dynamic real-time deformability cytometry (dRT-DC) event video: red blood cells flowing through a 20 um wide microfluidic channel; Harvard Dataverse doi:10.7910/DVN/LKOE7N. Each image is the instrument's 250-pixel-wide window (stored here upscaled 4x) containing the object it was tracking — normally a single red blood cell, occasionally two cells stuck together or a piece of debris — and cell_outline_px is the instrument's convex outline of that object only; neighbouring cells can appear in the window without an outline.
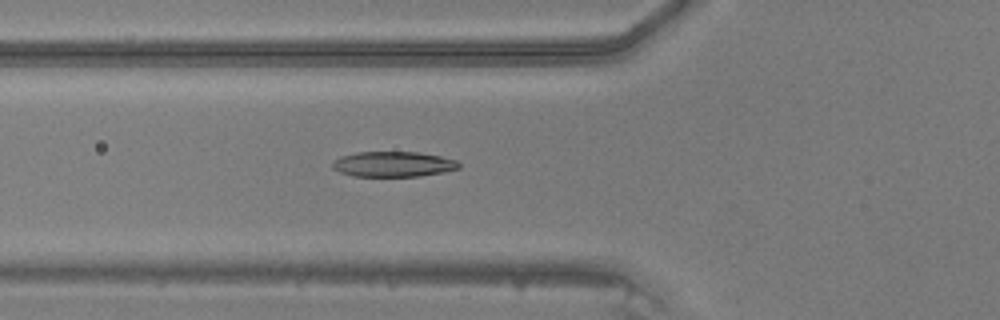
{"species": "common noctule bat (a hibernating species)", "species_latin": "Nyctalus noctula", "temperature_condition": "warm", "stored_images_in_passage": 26, "camera_frame_rate_fps": 3000, "um_per_image_px": 0.085, "animal": {"sex": "male", "body_mass_g": 20.5, "forearm_length_mm": 52.5}, "frame": {"image": 1, "passage_image": 3, "time_ms": 0.667, "image_size_px": [1000, 320], "cell_outline_px": [[460, 168], [444, 172], [420, 176], [352, 176], [340, 172], [332, 168], [332, 160], [340, 156], [356, 152], [416, 152], [440, 156], [456, 160], [460, 164]], "centroid_in_image_um": [33.4, 13.95], "position_along_channel_um": 92.4, "area_um2": 18.73}}
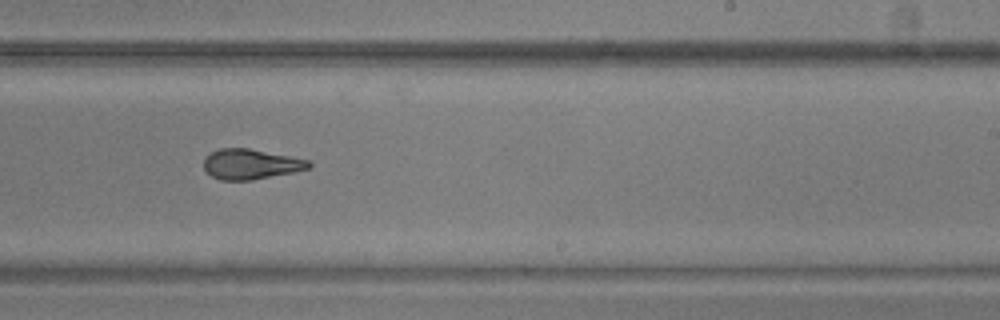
{"frame": {"image": 2, "passage_image": 15, "time_ms": 4.667, "image_size_px": [1000, 320], "cell_outline_px": [[312, 164], [308, 168], [292, 172], [252, 180], [220, 180], [212, 176], [204, 168], [204, 160], [212, 152], [220, 148], [248, 148], [308, 160]], "centroid_in_image_um": [21.29, 13.95], "position_along_channel_um": 267.7, "area_um2": 18.09}}
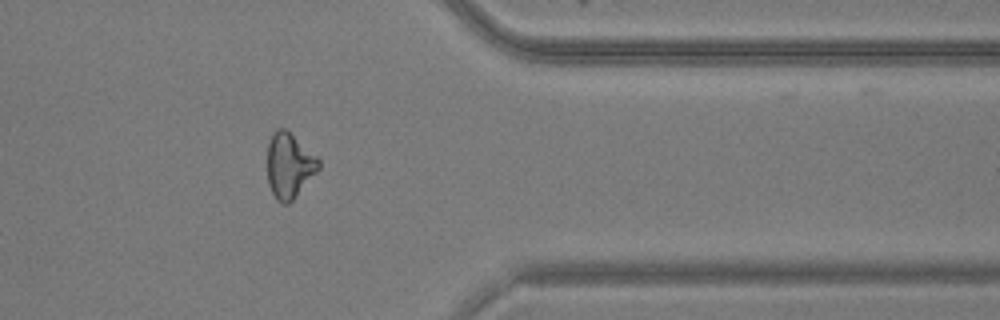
{"frame": {"image": 3, "passage_image": 24, "time_ms": 7.667, "image_size_px": [1000, 320], "cell_outline_px": [[320, 168], [292, 200], [288, 204], [284, 204], [276, 200], [268, 184], [268, 144], [276, 128], [284, 128], [316, 156], [320, 160]], "centroid_in_image_um": [24.58, 14.09], "position_along_channel_um": 386.8, "area_um2": 19.07}}